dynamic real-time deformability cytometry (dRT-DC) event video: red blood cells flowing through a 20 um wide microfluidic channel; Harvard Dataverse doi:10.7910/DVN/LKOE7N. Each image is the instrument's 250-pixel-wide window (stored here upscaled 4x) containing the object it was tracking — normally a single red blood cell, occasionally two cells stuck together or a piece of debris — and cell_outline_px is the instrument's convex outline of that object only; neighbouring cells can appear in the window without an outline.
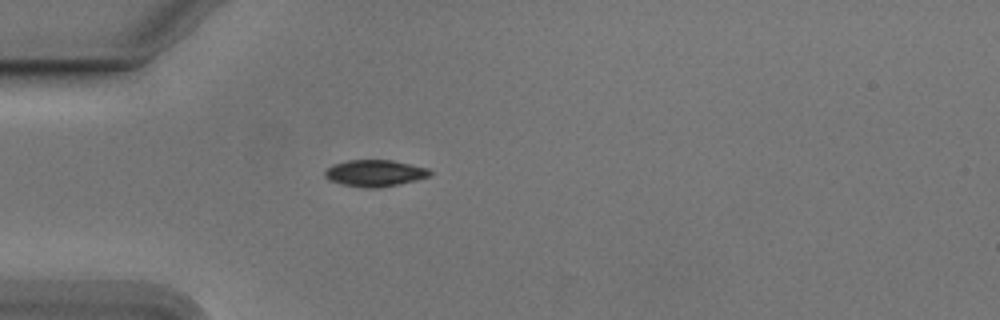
{"species": "Egyptian fruit bat (a non-hibernating species)", "species_latin": "Rousettus aegyptiacus", "temperature_condition": "cold", "stored_images_in_passage": 40, "camera_frame_rate_fps": 3000, "um_per_image_px": 0.085, "animal": {"sex": "male"}, "frame": {"image": 1, "passage_image": 1, "time_ms": 0.0, "image_size_px": [1000, 320], "cell_outline_px": [[432, 176], [400, 184], [380, 188], [364, 188], [340, 184], [328, 180], [324, 176], [324, 172], [332, 164], [348, 160], [392, 160], [428, 168], [432, 172]], "centroid_in_image_um": [31.86, 14.73], "position_along_channel_um": 53.1, "area_um2": 16.53}}
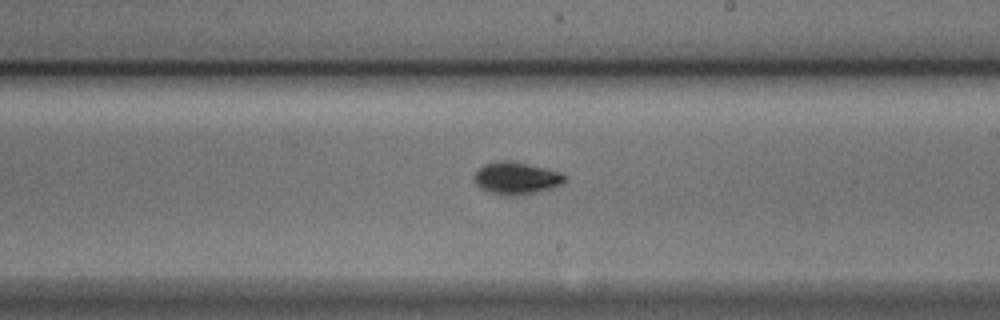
{"frame": {"image": 2, "passage_image": 17, "time_ms": 5.333, "image_size_px": [1000, 320], "cell_outline_px": [[568, 180], [564, 184], [552, 188], [520, 196], [504, 196], [488, 192], [480, 188], [476, 184], [472, 176], [484, 164], [500, 160], [512, 160], [560, 172], [568, 176]], "centroid_in_image_um": [43.91, 15.16], "position_along_channel_um": 245.1, "area_um2": 17.46}}
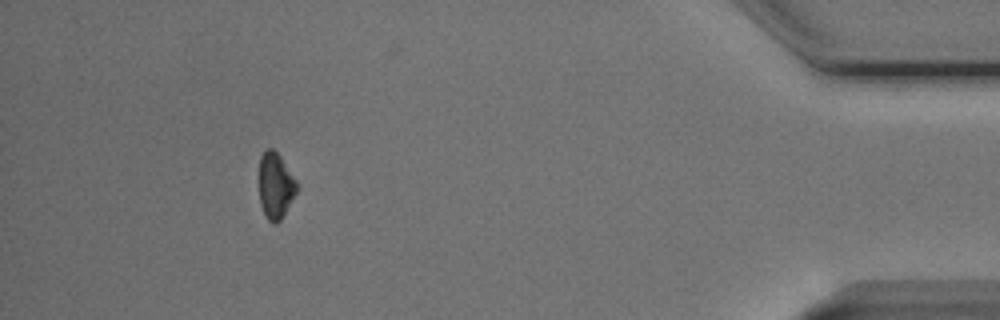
{"frame": {"image": 3, "passage_image": 35, "time_ms": 11.333, "image_size_px": [1000, 320], "cell_outline_px": [[300, 188], [280, 220], [276, 224], [272, 224], [268, 220], [260, 204], [260, 156], [268, 148], [272, 148], [280, 156], [300, 184]], "centroid_in_image_um": [23.46, 15.79], "position_along_channel_um": 411.7, "area_um2": 14.62}, "authors_computed_cell_mechanics": {"area_um2": 15.6927, "velocity_mm_per_s": 3.7795, "shape_relaxation_time_tau1_ms": 2.3438, "shape_relaxation_time_tau2_ms": null, "deformation_change_tau1": 0.1074, "deformation_change_tau2": null}}